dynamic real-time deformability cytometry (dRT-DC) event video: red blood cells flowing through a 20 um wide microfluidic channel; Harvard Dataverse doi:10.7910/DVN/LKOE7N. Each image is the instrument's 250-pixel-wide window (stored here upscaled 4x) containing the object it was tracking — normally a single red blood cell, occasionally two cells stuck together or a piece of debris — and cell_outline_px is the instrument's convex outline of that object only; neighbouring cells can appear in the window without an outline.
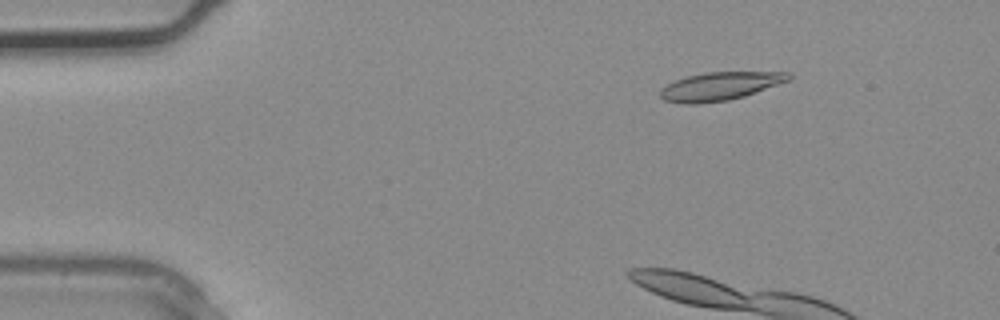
{"species": "common noctule bat (a hibernating species)", "species_latin": "Nyctalus noctula", "temperature_condition": "warm", "stored_images_in_passage": 4, "camera_frame_rate_fps": 3000, "um_per_image_px": 0.085, "animal": {"sex": "male", "body_mass_g": 20.4}, "frame": {"image": 1, "passage_image": 4, "time_ms": 1.0, "image_size_px": [1000, 320], "cell_outline_px": [[792, 76], [788, 80], [744, 96], [728, 100], [696, 104], [684, 104], [664, 100], [660, 96], [660, 88], [684, 76], [704, 72], [792, 72]], "centroid_in_image_um": [61.15, 7.32], "position_along_channel_um": 23.9, "area_um2": 21.04}}